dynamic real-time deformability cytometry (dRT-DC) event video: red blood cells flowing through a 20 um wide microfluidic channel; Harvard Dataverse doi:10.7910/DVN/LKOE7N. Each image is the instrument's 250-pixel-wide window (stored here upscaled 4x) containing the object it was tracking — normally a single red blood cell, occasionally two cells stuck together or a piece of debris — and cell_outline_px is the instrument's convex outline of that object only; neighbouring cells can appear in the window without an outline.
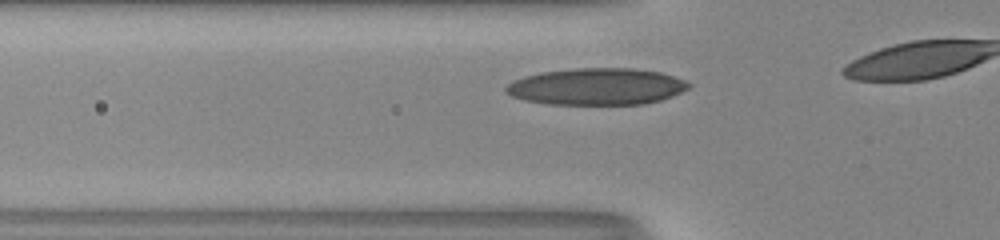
{"species": "human", "species_latin": "Homo sapiens", "temperature_condition": "room temperature", "stored_images_in_passage": 10, "camera_frame_rate_fps": 3000, "um_per_image_px": 0.085, "donor": {"sex": "male"}, "frame": {"image": 1, "passage_image": 5, "time_ms": 1.333, "image_size_px": [1000, 240], "cell_outline_px": [[692, 84], [688, 88], [672, 96], [660, 100], [644, 104], [548, 104], [524, 100], [512, 96], [504, 92], [504, 88], [512, 80], [524, 76], [540, 72], [576, 68], [632, 68], [660, 72], [684, 80]], "centroid_in_image_um": [50.68, 7.35], "position_along_channel_um": 75.1, "area_um2": 39.19}}
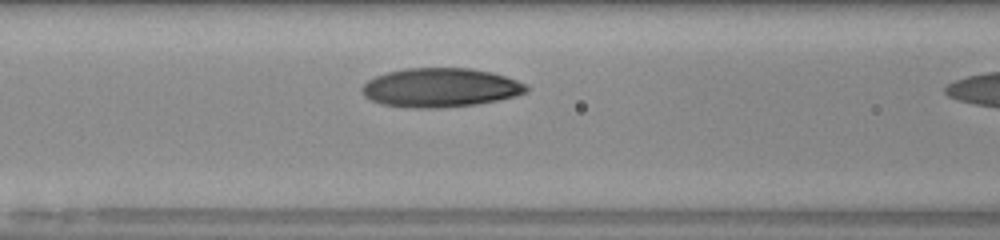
{"frame": {"image": 2, "passage_image": 9, "time_ms": 2.667, "image_size_px": [1000, 240], "cell_outline_px": [[528, 92], [516, 96], [476, 104], [436, 108], [416, 108], [384, 104], [372, 100], [364, 96], [360, 88], [368, 80], [376, 76], [388, 72], [404, 68], [468, 68], [492, 72], [516, 80], [524, 84], [528, 88]], "centroid_in_image_um": [37.42, 7.44], "position_along_channel_um": 129.2, "area_um2": 37.11}}